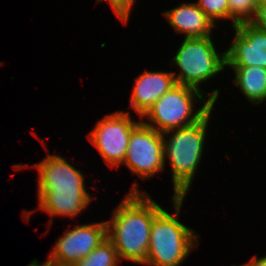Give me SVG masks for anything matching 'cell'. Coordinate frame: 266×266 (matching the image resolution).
<instances>
[{
	"instance_id": "cell-20",
	"label": "cell",
	"mask_w": 266,
	"mask_h": 266,
	"mask_svg": "<svg viewBox=\"0 0 266 266\" xmlns=\"http://www.w3.org/2000/svg\"><path fill=\"white\" fill-rule=\"evenodd\" d=\"M41 266H73L72 264L61 263L55 260H50L49 258L45 262H40Z\"/></svg>"
},
{
	"instance_id": "cell-3",
	"label": "cell",
	"mask_w": 266,
	"mask_h": 266,
	"mask_svg": "<svg viewBox=\"0 0 266 266\" xmlns=\"http://www.w3.org/2000/svg\"><path fill=\"white\" fill-rule=\"evenodd\" d=\"M214 106L196 123L162 133L164 162L171 167L173 197L185 198L204 153L207 129Z\"/></svg>"
},
{
	"instance_id": "cell-5",
	"label": "cell",
	"mask_w": 266,
	"mask_h": 266,
	"mask_svg": "<svg viewBox=\"0 0 266 266\" xmlns=\"http://www.w3.org/2000/svg\"><path fill=\"white\" fill-rule=\"evenodd\" d=\"M212 36L202 38H184L171 59L174 66L180 69L173 71L176 84L194 88L202 92L215 105L220 89L206 93L200 85L209 81L217 74L224 72L226 67V51L217 52Z\"/></svg>"
},
{
	"instance_id": "cell-11",
	"label": "cell",
	"mask_w": 266,
	"mask_h": 266,
	"mask_svg": "<svg viewBox=\"0 0 266 266\" xmlns=\"http://www.w3.org/2000/svg\"><path fill=\"white\" fill-rule=\"evenodd\" d=\"M134 84L129 108L141 118L162 95L176 85V82L171 71L145 70L136 77Z\"/></svg>"
},
{
	"instance_id": "cell-6",
	"label": "cell",
	"mask_w": 266,
	"mask_h": 266,
	"mask_svg": "<svg viewBox=\"0 0 266 266\" xmlns=\"http://www.w3.org/2000/svg\"><path fill=\"white\" fill-rule=\"evenodd\" d=\"M203 105L198 109L195 102ZM213 106L204 94L194 88L176 84L162 95L141 117L142 122L160 133L189 126L199 121Z\"/></svg>"
},
{
	"instance_id": "cell-13",
	"label": "cell",
	"mask_w": 266,
	"mask_h": 266,
	"mask_svg": "<svg viewBox=\"0 0 266 266\" xmlns=\"http://www.w3.org/2000/svg\"><path fill=\"white\" fill-rule=\"evenodd\" d=\"M234 70V84L254 105L266 101V68L261 66L231 67Z\"/></svg>"
},
{
	"instance_id": "cell-2",
	"label": "cell",
	"mask_w": 266,
	"mask_h": 266,
	"mask_svg": "<svg viewBox=\"0 0 266 266\" xmlns=\"http://www.w3.org/2000/svg\"><path fill=\"white\" fill-rule=\"evenodd\" d=\"M138 185L136 179L129 194L106 221L107 238L113 243L121 262L125 259L145 264L153 220L164 208L147 191H140Z\"/></svg>"
},
{
	"instance_id": "cell-10",
	"label": "cell",
	"mask_w": 266,
	"mask_h": 266,
	"mask_svg": "<svg viewBox=\"0 0 266 266\" xmlns=\"http://www.w3.org/2000/svg\"><path fill=\"white\" fill-rule=\"evenodd\" d=\"M234 38L226 51V66L266 68V31L256 28L250 22L238 23Z\"/></svg>"
},
{
	"instance_id": "cell-18",
	"label": "cell",
	"mask_w": 266,
	"mask_h": 266,
	"mask_svg": "<svg viewBox=\"0 0 266 266\" xmlns=\"http://www.w3.org/2000/svg\"><path fill=\"white\" fill-rule=\"evenodd\" d=\"M250 23L266 31V0H258L256 13Z\"/></svg>"
},
{
	"instance_id": "cell-12",
	"label": "cell",
	"mask_w": 266,
	"mask_h": 266,
	"mask_svg": "<svg viewBox=\"0 0 266 266\" xmlns=\"http://www.w3.org/2000/svg\"><path fill=\"white\" fill-rule=\"evenodd\" d=\"M174 31L184 34L185 38H202L212 36L215 28L206 14L194 3H183L180 6L162 12Z\"/></svg>"
},
{
	"instance_id": "cell-14",
	"label": "cell",
	"mask_w": 266,
	"mask_h": 266,
	"mask_svg": "<svg viewBox=\"0 0 266 266\" xmlns=\"http://www.w3.org/2000/svg\"><path fill=\"white\" fill-rule=\"evenodd\" d=\"M121 263L117 250L107 238L85 258L73 266H119Z\"/></svg>"
},
{
	"instance_id": "cell-4",
	"label": "cell",
	"mask_w": 266,
	"mask_h": 266,
	"mask_svg": "<svg viewBox=\"0 0 266 266\" xmlns=\"http://www.w3.org/2000/svg\"><path fill=\"white\" fill-rule=\"evenodd\" d=\"M174 215L163 209L153 220L145 265L180 266L199 246V234L180 222L185 198L172 196Z\"/></svg>"
},
{
	"instance_id": "cell-15",
	"label": "cell",
	"mask_w": 266,
	"mask_h": 266,
	"mask_svg": "<svg viewBox=\"0 0 266 266\" xmlns=\"http://www.w3.org/2000/svg\"><path fill=\"white\" fill-rule=\"evenodd\" d=\"M258 0H228L232 28L238 23L250 22L257 10Z\"/></svg>"
},
{
	"instance_id": "cell-1",
	"label": "cell",
	"mask_w": 266,
	"mask_h": 266,
	"mask_svg": "<svg viewBox=\"0 0 266 266\" xmlns=\"http://www.w3.org/2000/svg\"><path fill=\"white\" fill-rule=\"evenodd\" d=\"M35 167L38 170V208L51 217L75 218L94 199L85 187L83 173L76 169L63 156L48 154L41 162L33 165L15 164L14 170Z\"/></svg>"
},
{
	"instance_id": "cell-17",
	"label": "cell",
	"mask_w": 266,
	"mask_h": 266,
	"mask_svg": "<svg viewBox=\"0 0 266 266\" xmlns=\"http://www.w3.org/2000/svg\"><path fill=\"white\" fill-rule=\"evenodd\" d=\"M102 1L109 3L117 18H119L123 24L126 25L128 23L129 15L136 0H97V3Z\"/></svg>"
},
{
	"instance_id": "cell-7",
	"label": "cell",
	"mask_w": 266,
	"mask_h": 266,
	"mask_svg": "<svg viewBox=\"0 0 266 266\" xmlns=\"http://www.w3.org/2000/svg\"><path fill=\"white\" fill-rule=\"evenodd\" d=\"M141 122L133 121L130 112L116 111L105 115L88 134V140L96 147L110 168L123 163L133 129Z\"/></svg>"
},
{
	"instance_id": "cell-8",
	"label": "cell",
	"mask_w": 266,
	"mask_h": 266,
	"mask_svg": "<svg viewBox=\"0 0 266 266\" xmlns=\"http://www.w3.org/2000/svg\"><path fill=\"white\" fill-rule=\"evenodd\" d=\"M132 175L150 179L165 170L162 133L145 125L142 120L133 129L123 163Z\"/></svg>"
},
{
	"instance_id": "cell-16",
	"label": "cell",
	"mask_w": 266,
	"mask_h": 266,
	"mask_svg": "<svg viewBox=\"0 0 266 266\" xmlns=\"http://www.w3.org/2000/svg\"><path fill=\"white\" fill-rule=\"evenodd\" d=\"M195 3L215 25L217 20H229L228 0H198Z\"/></svg>"
},
{
	"instance_id": "cell-9",
	"label": "cell",
	"mask_w": 266,
	"mask_h": 266,
	"mask_svg": "<svg viewBox=\"0 0 266 266\" xmlns=\"http://www.w3.org/2000/svg\"><path fill=\"white\" fill-rule=\"evenodd\" d=\"M107 239L106 221L79 224L67 231L54 243L50 260L74 265Z\"/></svg>"
},
{
	"instance_id": "cell-19",
	"label": "cell",
	"mask_w": 266,
	"mask_h": 266,
	"mask_svg": "<svg viewBox=\"0 0 266 266\" xmlns=\"http://www.w3.org/2000/svg\"><path fill=\"white\" fill-rule=\"evenodd\" d=\"M244 266H266V256L258 258L257 256H253L250 261L243 264Z\"/></svg>"
}]
</instances>
